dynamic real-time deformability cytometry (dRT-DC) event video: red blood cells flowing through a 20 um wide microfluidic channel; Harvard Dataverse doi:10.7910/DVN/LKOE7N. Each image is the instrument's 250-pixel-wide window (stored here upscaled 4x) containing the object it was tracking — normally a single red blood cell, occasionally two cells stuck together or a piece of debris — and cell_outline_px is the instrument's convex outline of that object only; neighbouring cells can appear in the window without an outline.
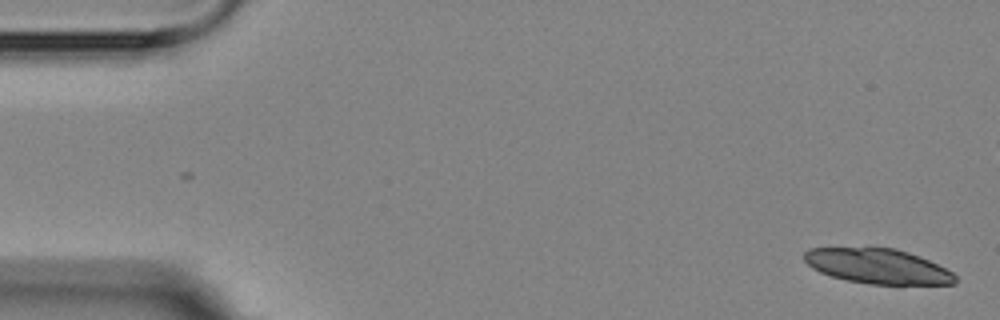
{"species": "Egyptian fruit bat (a non-hibernating species)", "species_latin": "Rousettus aegyptiacus", "temperature_condition": "room temperature", "stored_images_in_passage": 2, "camera_frame_rate_fps": 3000, "um_per_image_px": 0.085, "animal": {"sex": "female"}, "frame": {"image": 1, "passage_image": 2, "time_ms": 1.333, "image_size_px": [1000, 320], "cell_outline_px": [[956, 284], [868, 284], [848, 280], [832, 276], [820, 272], [812, 268], [804, 260], [804, 252], [808, 248], [896, 248], [908, 252], [928, 260], [952, 272], [956, 276]], "centroid_in_image_um": [74.59, 22.63], "position_along_channel_um": 10.4, "area_um2": 30.46}}